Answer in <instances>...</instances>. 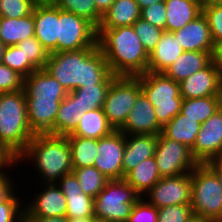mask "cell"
Returning a JSON list of instances; mask_svg holds the SVG:
<instances>
[{
  "label": "cell",
  "instance_id": "1",
  "mask_svg": "<svg viewBox=\"0 0 222 222\" xmlns=\"http://www.w3.org/2000/svg\"><path fill=\"white\" fill-rule=\"evenodd\" d=\"M44 69L67 92L100 84L111 73L97 43L78 51L49 53Z\"/></svg>",
  "mask_w": 222,
  "mask_h": 222
},
{
  "label": "cell",
  "instance_id": "2",
  "mask_svg": "<svg viewBox=\"0 0 222 222\" xmlns=\"http://www.w3.org/2000/svg\"><path fill=\"white\" fill-rule=\"evenodd\" d=\"M97 44L115 76L136 77L147 72L149 54L133 26L97 28Z\"/></svg>",
  "mask_w": 222,
  "mask_h": 222
},
{
  "label": "cell",
  "instance_id": "3",
  "mask_svg": "<svg viewBox=\"0 0 222 222\" xmlns=\"http://www.w3.org/2000/svg\"><path fill=\"white\" fill-rule=\"evenodd\" d=\"M17 160L20 165L33 163L30 166L34 165L33 170L37 172L34 176L39 179V184L57 183L73 171L71 148L66 136L35 134Z\"/></svg>",
  "mask_w": 222,
  "mask_h": 222
},
{
  "label": "cell",
  "instance_id": "4",
  "mask_svg": "<svg viewBox=\"0 0 222 222\" xmlns=\"http://www.w3.org/2000/svg\"><path fill=\"white\" fill-rule=\"evenodd\" d=\"M34 135L27 120L24 89L0 93V142L18 157Z\"/></svg>",
  "mask_w": 222,
  "mask_h": 222
},
{
  "label": "cell",
  "instance_id": "5",
  "mask_svg": "<svg viewBox=\"0 0 222 222\" xmlns=\"http://www.w3.org/2000/svg\"><path fill=\"white\" fill-rule=\"evenodd\" d=\"M191 208L196 219L222 222V186L207 164H198L191 172Z\"/></svg>",
  "mask_w": 222,
  "mask_h": 222
},
{
  "label": "cell",
  "instance_id": "6",
  "mask_svg": "<svg viewBox=\"0 0 222 222\" xmlns=\"http://www.w3.org/2000/svg\"><path fill=\"white\" fill-rule=\"evenodd\" d=\"M140 80L141 90L154 106L158 123L163 127L181 112L183 98L180 84L164 72H150L136 76Z\"/></svg>",
  "mask_w": 222,
  "mask_h": 222
},
{
  "label": "cell",
  "instance_id": "7",
  "mask_svg": "<svg viewBox=\"0 0 222 222\" xmlns=\"http://www.w3.org/2000/svg\"><path fill=\"white\" fill-rule=\"evenodd\" d=\"M142 198L126 180H108L94 198V217L109 222H127L135 203Z\"/></svg>",
  "mask_w": 222,
  "mask_h": 222
},
{
  "label": "cell",
  "instance_id": "8",
  "mask_svg": "<svg viewBox=\"0 0 222 222\" xmlns=\"http://www.w3.org/2000/svg\"><path fill=\"white\" fill-rule=\"evenodd\" d=\"M141 92L140 80L137 77L116 76L112 80L103 110L114 130H120L124 126Z\"/></svg>",
  "mask_w": 222,
  "mask_h": 222
},
{
  "label": "cell",
  "instance_id": "9",
  "mask_svg": "<svg viewBox=\"0 0 222 222\" xmlns=\"http://www.w3.org/2000/svg\"><path fill=\"white\" fill-rule=\"evenodd\" d=\"M97 43V29L86 19L58 8L57 52L78 51Z\"/></svg>",
  "mask_w": 222,
  "mask_h": 222
},
{
  "label": "cell",
  "instance_id": "10",
  "mask_svg": "<svg viewBox=\"0 0 222 222\" xmlns=\"http://www.w3.org/2000/svg\"><path fill=\"white\" fill-rule=\"evenodd\" d=\"M154 157L161 177L191 173L198 165L185 144L158 135Z\"/></svg>",
  "mask_w": 222,
  "mask_h": 222
},
{
  "label": "cell",
  "instance_id": "11",
  "mask_svg": "<svg viewBox=\"0 0 222 222\" xmlns=\"http://www.w3.org/2000/svg\"><path fill=\"white\" fill-rule=\"evenodd\" d=\"M191 173L162 177L144 196L151 205L162 208L169 205L191 204Z\"/></svg>",
  "mask_w": 222,
  "mask_h": 222
},
{
  "label": "cell",
  "instance_id": "12",
  "mask_svg": "<svg viewBox=\"0 0 222 222\" xmlns=\"http://www.w3.org/2000/svg\"><path fill=\"white\" fill-rule=\"evenodd\" d=\"M125 150V134L114 130L108 136L98 139L94 167L108 180L123 179V155Z\"/></svg>",
  "mask_w": 222,
  "mask_h": 222
},
{
  "label": "cell",
  "instance_id": "13",
  "mask_svg": "<svg viewBox=\"0 0 222 222\" xmlns=\"http://www.w3.org/2000/svg\"><path fill=\"white\" fill-rule=\"evenodd\" d=\"M193 158L198 164L222 158V112H216L201 124L194 147Z\"/></svg>",
  "mask_w": 222,
  "mask_h": 222
},
{
  "label": "cell",
  "instance_id": "14",
  "mask_svg": "<svg viewBox=\"0 0 222 222\" xmlns=\"http://www.w3.org/2000/svg\"><path fill=\"white\" fill-rule=\"evenodd\" d=\"M37 194L24 202V217H62L66 216V197L56 184H39ZM39 190V191H38ZM30 198V199H29Z\"/></svg>",
  "mask_w": 222,
  "mask_h": 222
},
{
  "label": "cell",
  "instance_id": "15",
  "mask_svg": "<svg viewBox=\"0 0 222 222\" xmlns=\"http://www.w3.org/2000/svg\"><path fill=\"white\" fill-rule=\"evenodd\" d=\"M221 83L222 70L212 61L208 66L179 83L180 95L183 99L216 96Z\"/></svg>",
  "mask_w": 222,
  "mask_h": 222
},
{
  "label": "cell",
  "instance_id": "16",
  "mask_svg": "<svg viewBox=\"0 0 222 222\" xmlns=\"http://www.w3.org/2000/svg\"><path fill=\"white\" fill-rule=\"evenodd\" d=\"M33 15L35 37L48 53H57L58 7L52 1L38 2Z\"/></svg>",
  "mask_w": 222,
  "mask_h": 222
},
{
  "label": "cell",
  "instance_id": "17",
  "mask_svg": "<svg viewBox=\"0 0 222 222\" xmlns=\"http://www.w3.org/2000/svg\"><path fill=\"white\" fill-rule=\"evenodd\" d=\"M125 135L128 134H154L162 132V126L158 123L154 106L149 102L146 95L141 92L129 113L128 119L120 129Z\"/></svg>",
  "mask_w": 222,
  "mask_h": 222
},
{
  "label": "cell",
  "instance_id": "18",
  "mask_svg": "<svg viewBox=\"0 0 222 222\" xmlns=\"http://www.w3.org/2000/svg\"><path fill=\"white\" fill-rule=\"evenodd\" d=\"M27 120L34 134L55 135V119L63 99L25 98Z\"/></svg>",
  "mask_w": 222,
  "mask_h": 222
},
{
  "label": "cell",
  "instance_id": "19",
  "mask_svg": "<svg viewBox=\"0 0 222 222\" xmlns=\"http://www.w3.org/2000/svg\"><path fill=\"white\" fill-rule=\"evenodd\" d=\"M56 184L66 197L68 219L94 217V199L82 191L73 172L61 177Z\"/></svg>",
  "mask_w": 222,
  "mask_h": 222
},
{
  "label": "cell",
  "instance_id": "20",
  "mask_svg": "<svg viewBox=\"0 0 222 222\" xmlns=\"http://www.w3.org/2000/svg\"><path fill=\"white\" fill-rule=\"evenodd\" d=\"M173 33L184 51L215 50L208 21L203 13Z\"/></svg>",
  "mask_w": 222,
  "mask_h": 222
},
{
  "label": "cell",
  "instance_id": "21",
  "mask_svg": "<svg viewBox=\"0 0 222 222\" xmlns=\"http://www.w3.org/2000/svg\"><path fill=\"white\" fill-rule=\"evenodd\" d=\"M158 135L128 134L125 135L123 155V178L141 162L154 157Z\"/></svg>",
  "mask_w": 222,
  "mask_h": 222
},
{
  "label": "cell",
  "instance_id": "22",
  "mask_svg": "<svg viewBox=\"0 0 222 222\" xmlns=\"http://www.w3.org/2000/svg\"><path fill=\"white\" fill-rule=\"evenodd\" d=\"M25 98L64 99L68 92L44 68L32 72L24 79Z\"/></svg>",
  "mask_w": 222,
  "mask_h": 222
},
{
  "label": "cell",
  "instance_id": "23",
  "mask_svg": "<svg viewBox=\"0 0 222 222\" xmlns=\"http://www.w3.org/2000/svg\"><path fill=\"white\" fill-rule=\"evenodd\" d=\"M213 53L214 51H184L164 73L180 83L208 66L213 61Z\"/></svg>",
  "mask_w": 222,
  "mask_h": 222
},
{
  "label": "cell",
  "instance_id": "24",
  "mask_svg": "<svg viewBox=\"0 0 222 222\" xmlns=\"http://www.w3.org/2000/svg\"><path fill=\"white\" fill-rule=\"evenodd\" d=\"M165 31L174 32L183 28L202 13V0H165Z\"/></svg>",
  "mask_w": 222,
  "mask_h": 222
},
{
  "label": "cell",
  "instance_id": "25",
  "mask_svg": "<svg viewBox=\"0 0 222 222\" xmlns=\"http://www.w3.org/2000/svg\"><path fill=\"white\" fill-rule=\"evenodd\" d=\"M184 50L173 32H163L156 48L149 53L147 71L164 72Z\"/></svg>",
  "mask_w": 222,
  "mask_h": 222
},
{
  "label": "cell",
  "instance_id": "26",
  "mask_svg": "<svg viewBox=\"0 0 222 222\" xmlns=\"http://www.w3.org/2000/svg\"><path fill=\"white\" fill-rule=\"evenodd\" d=\"M141 17V10L135 0H115L103 14L98 28L133 26Z\"/></svg>",
  "mask_w": 222,
  "mask_h": 222
},
{
  "label": "cell",
  "instance_id": "27",
  "mask_svg": "<svg viewBox=\"0 0 222 222\" xmlns=\"http://www.w3.org/2000/svg\"><path fill=\"white\" fill-rule=\"evenodd\" d=\"M34 27L33 13L23 18L0 17V39L6 46L17 45L35 36Z\"/></svg>",
  "mask_w": 222,
  "mask_h": 222
},
{
  "label": "cell",
  "instance_id": "28",
  "mask_svg": "<svg viewBox=\"0 0 222 222\" xmlns=\"http://www.w3.org/2000/svg\"><path fill=\"white\" fill-rule=\"evenodd\" d=\"M201 123L195 119L186 118L181 113L177 114L162 127V134L171 140L185 144L192 149L200 131Z\"/></svg>",
  "mask_w": 222,
  "mask_h": 222
},
{
  "label": "cell",
  "instance_id": "29",
  "mask_svg": "<svg viewBox=\"0 0 222 222\" xmlns=\"http://www.w3.org/2000/svg\"><path fill=\"white\" fill-rule=\"evenodd\" d=\"M114 131L109 124L103 108L87 111L79 120L78 126L71 133L83 138L100 139Z\"/></svg>",
  "mask_w": 222,
  "mask_h": 222
},
{
  "label": "cell",
  "instance_id": "30",
  "mask_svg": "<svg viewBox=\"0 0 222 222\" xmlns=\"http://www.w3.org/2000/svg\"><path fill=\"white\" fill-rule=\"evenodd\" d=\"M161 178L155 157L144 160L124 177L141 197H144Z\"/></svg>",
  "mask_w": 222,
  "mask_h": 222
},
{
  "label": "cell",
  "instance_id": "31",
  "mask_svg": "<svg viewBox=\"0 0 222 222\" xmlns=\"http://www.w3.org/2000/svg\"><path fill=\"white\" fill-rule=\"evenodd\" d=\"M115 77L114 74L110 73L100 84L83 86L72 91L78 96V107L81 117L91 109L103 108L110 84Z\"/></svg>",
  "mask_w": 222,
  "mask_h": 222
},
{
  "label": "cell",
  "instance_id": "32",
  "mask_svg": "<svg viewBox=\"0 0 222 222\" xmlns=\"http://www.w3.org/2000/svg\"><path fill=\"white\" fill-rule=\"evenodd\" d=\"M79 114L78 96L72 91L61 101L55 119V135L66 136L71 134L78 126Z\"/></svg>",
  "mask_w": 222,
  "mask_h": 222
},
{
  "label": "cell",
  "instance_id": "33",
  "mask_svg": "<svg viewBox=\"0 0 222 222\" xmlns=\"http://www.w3.org/2000/svg\"><path fill=\"white\" fill-rule=\"evenodd\" d=\"M71 148V164L73 169L92 167L97 153L98 139L83 138L71 134L66 135Z\"/></svg>",
  "mask_w": 222,
  "mask_h": 222
},
{
  "label": "cell",
  "instance_id": "34",
  "mask_svg": "<svg viewBox=\"0 0 222 222\" xmlns=\"http://www.w3.org/2000/svg\"><path fill=\"white\" fill-rule=\"evenodd\" d=\"M216 110H218L216 96H208L205 98L183 99L180 113L186 118L195 119L202 124Z\"/></svg>",
  "mask_w": 222,
  "mask_h": 222
},
{
  "label": "cell",
  "instance_id": "35",
  "mask_svg": "<svg viewBox=\"0 0 222 222\" xmlns=\"http://www.w3.org/2000/svg\"><path fill=\"white\" fill-rule=\"evenodd\" d=\"M52 2L61 10L86 19L96 29L101 23L103 15L97 10L95 0H52Z\"/></svg>",
  "mask_w": 222,
  "mask_h": 222
},
{
  "label": "cell",
  "instance_id": "36",
  "mask_svg": "<svg viewBox=\"0 0 222 222\" xmlns=\"http://www.w3.org/2000/svg\"><path fill=\"white\" fill-rule=\"evenodd\" d=\"M82 191L95 198L105 187L108 179L94 166L73 169Z\"/></svg>",
  "mask_w": 222,
  "mask_h": 222
},
{
  "label": "cell",
  "instance_id": "37",
  "mask_svg": "<svg viewBox=\"0 0 222 222\" xmlns=\"http://www.w3.org/2000/svg\"><path fill=\"white\" fill-rule=\"evenodd\" d=\"M2 64L16 71L24 79L37 69L25 58L23 51L17 46H7L3 55Z\"/></svg>",
  "mask_w": 222,
  "mask_h": 222
},
{
  "label": "cell",
  "instance_id": "38",
  "mask_svg": "<svg viewBox=\"0 0 222 222\" xmlns=\"http://www.w3.org/2000/svg\"><path fill=\"white\" fill-rule=\"evenodd\" d=\"M133 28L148 54L156 48L164 32L141 17L133 24Z\"/></svg>",
  "mask_w": 222,
  "mask_h": 222
},
{
  "label": "cell",
  "instance_id": "39",
  "mask_svg": "<svg viewBox=\"0 0 222 222\" xmlns=\"http://www.w3.org/2000/svg\"><path fill=\"white\" fill-rule=\"evenodd\" d=\"M17 46L37 70L45 68L49 53L35 36L26 38L24 41L19 42Z\"/></svg>",
  "mask_w": 222,
  "mask_h": 222
},
{
  "label": "cell",
  "instance_id": "40",
  "mask_svg": "<svg viewBox=\"0 0 222 222\" xmlns=\"http://www.w3.org/2000/svg\"><path fill=\"white\" fill-rule=\"evenodd\" d=\"M38 2V0H0V17H26L33 13Z\"/></svg>",
  "mask_w": 222,
  "mask_h": 222
},
{
  "label": "cell",
  "instance_id": "41",
  "mask_svg": "<svg viewBox=\"0 0 222 222\" xmlns=\"http://www.w3.org/2000/svg\"><path fill=\"white\" fill-rule=\"evenodd\" d=\"M191 205H169L158 209V222H193Z\"/></svg>",
  "mask_w": 222,
  "mask_h": 222
},
{
  "label": "cell",
  "instance_id": "42",
  "mask_svg": "<svg viewBox=\"0 0 222 222\" xmlns=\"http://www.w3.org/2000/svg\"><path fill=\"white\" fill-rule=\"evenodd\" d=\"M18 195L17 191L7 201L0 203V222H22L24 220V202H22L24 200L22 197L20 200Z\"/></svg>",
  "mask_w": 222,
  "mask_h": 222
},
{
  "label": "cell",
  "instance_id": "43",
  "mask_svg": "<svg viewBox=\"0 0 222 222\" xmlns=\"http://www.w3.org/2000/svg\"><path fill=\"white\" fill-rule=\"evenodd\" d=\"M202 13L208 21L211 36L216 46L222 42V6L203 3Z\"/></svg>",
  "mask_w": 222,
  "mask_h": 222
},
{
  "label": "cell",
  "instance_id": "44",
  "mask_svg": "<svg viewBox=\"0 0 222 222\" xmlns=\"http://www.w3.org/2000/svg\"><path fill=\"white\" fill-rule=\"evenodd\" d=\"M127 222H158V208L142 197L135 203Z\"/></svg>",
  "mask_w": 222,
  "mask_h": 222
},
{
  "label": "cell",
  "instance_id": "45",
  "mask_svg": "<svg viewBox=\"0 0 222 222\" xmlns=\"http://www.w3.org/2000/svg\"><path fill=\"white\" fill-rule=\"evenodd\" d=\"M24 78L13 69L0 64V93L16 92L23 89Z\"/></svg>",
  "mask_w": 222,
  "mask_h": 222
},
{
  "label": "cell",
  "instance_id": "46",
  "mask_svg": "<svg viewBox=\"0 0 222 222\" xmlns=\"http://www.w3.org/2000/svg\"><path fill=\"white\" fill-rule=\"evenodd\" d=\"M166 7L164 1L152 4L141 10V18L152 25L165 30L166 25Z\"/></svg>",
  "mask_w": 222,
  "mask_h": 222
},
{
  "label": "cell",
  "instance_id": "47",
  "mask_svg": "<svg viewBox=\"0 0 222 222\" xmlns=\"http://www.w3.org/2000/svg\"><path fill=\"white\" fill-rule=\"evenodd\" d=\"M11 172H0V203L7 201L15 192H17V189L13 187L16 181L11 179L12 175Z\"/></svg>",
  "mask_w": 222,
  "mask_h": 222
},
{
  "label": "cell",
  "instance_id": "48",
  "mask_svg": "<svg viewBox=\"0 0 222 222\" xmlns=\"http://www.w3.org/2000/svg\"><path fill=\"white\" fill-rule=\"evenodd\" d=\"M17 158L18 157L13 152L0 142V172L15 170L16 168L12 167L18 166Z\"/></svg>",
  "mask_w": 222,
  "mask_h": 222
},
{
  "label": "cell",
  "instance_id": "49",
  "mask_svg": "<svg viewBox=\"0 0 222 222\" xmlns=\"http://www.w3.org/2000/svg\"><path fill=\"white\" fill-rule=\"evenodd\" d=\"M27 222H69L66 216L62 217H24Z\"/></svg>",
  "mask_w": 222,
  "mask_h": 222
},
{
  "label": "cell",
  "instance_id": "50",
  "mask_svg": "<svg viewBox=\"0 0 222 222\" xmlns=\"http://www.w3.org/2000/svg\"><path fill=\"white\" fill-rule=\"evenodd\" d=\"M218 176L220 184L222 186V158L210 160L206 163Z\"/></svg>",
  "mask_w": 222,
  "mask_h": 222
},
{
  "label": "cell",
  "instance_id": "51",
  "mask_svg": "<svg viewBox=\"0 0 222 222\" xmlns=\"http://www.w3.org/2000/svg\"><path fill=\"white\" fill-rule=\"evenodd\" d=\"M213 61L222 70V42L218 43L215 46V50L213 53Z\"/></svg>",
  "mask_w": 222,
  "mask_h": 222
},
{
  "label": "cell",
  "instance_id": "52",
  "mask_svg": "<svg viewBox=\"0 0 222 222\" xmlns=\"http://www.w3.org/2000/svg\"><path fill=\"white\" fill-rule=\"evenodd\" d=\"M115 0H95L97 10L103 15Z\"/></svg>",
  "mask_w": 222,
  "mask_h": 222
},
{
  "label": "cell",
  "instance_id": "53",
  "mask_svg": "<svg viewBox=\"0 0 222 222\" xmlns=\"http://www.w3.org/2000/svg\"><path fill=\"white\" fill-rule=\"evenodd\" d=\"M135 1L139 5L140 10H142L146 7L151 6L154 3L162 2V1H165V0H135Z\"/></svg>",
  "mask_w": 222,
  "mask_h": 222
},
{
  "label": "cell",
  "instance_id": "54",
  "mask_svg": "<svg viewBox=\"0 0 222 222\" xmlns=\"http://www.w3.org/2000/svg\"><path fill=\"white\" fill-rule=\"evenodd\" d=\"M216 98L218 110L222 112V83L220 84L219 90L216 94Z\"/></svg>",
  "mask_w": 222,
  "mask_h": 222
},
{
  "label": "cell",
  "instance_id": "55",
  "mask_svg": "<svg viewBox=\"0 0 222 222\" xmlns=\"http://www.w3.org/2000/svg\"><path fill=\"white\" fill-rule=\"evenodd\" d=\"M6 47L7 46L0 39V64L2 63L3 55H4Z\"/></svg>",
  "mask_w": 222,
  "mask_h": 222
},
{
  "label": "cell",
  "instance_id": "56",
  "mask_svg": "<svg viewBox=\"0 0 222 222\" xmlns=\"http://www.w3.org/2000/svg\"><path fill=\"white\" fill-rule=\"evenodd\" d=\"M69 222H92V218H73Z\"/></svg>",
  "mask_w": 222,
  "mask_h": 222
},
{
  "label": "cell",
  "instance_id": "57",
  "mask_svg": "<svg viewBox=\"0 0 222 222\" xmlns=\"http://www.w3.org/2000/svg\"><path fill=\"white\" fill-rule=\"evenodd\" d=\"M203 3H209V4L222 6V0H205V1H203Z\"/></svg>",
  "mask_w": 222,
  "mask_h": 222
},
{
  "label": "cell",
  "instance_id": "58",
  "mask_svg": "<svg viewBox=\"0 0 222 222\" xmlns=\"http://www.w3.org/2000/svg\"><path fill=\"white\" fill-rule=\"evenodd\" d=\"M92 222H109V221L104 220V219H99V218H96V217H92Z\"/></svg>",
  "mask_w": 222,
  "mask_h": 222
},
{
  "label": "cell",
  "instance_id": "59",
  "mask_svg": "<svg viewBox=\"0 0 222 222\" xmlns=\"http://www.w3.org/2000/svg\"><path fill=\"white\" fill-rule=\"evenodd\" d=\"M193 222H205V221H202V220H199V219H195Z\"/></svg>",
  "mask_w": 222,
  "mask_h": 222
},
{
  "label": "cell",
  "instance_id": "60",
  "mask_svg": "<svg viewBox=\"0 0 222 222\" xmlns=\"http://www.w3.org/2000/svg\"><path fill=\"white\" fill-rule=\"evenodd\" d=\"M39 2H46V1H52V0H38Z\"/></svg>",
  "mask_w": 222,
  "mask_h": 222
}]
</instances>
